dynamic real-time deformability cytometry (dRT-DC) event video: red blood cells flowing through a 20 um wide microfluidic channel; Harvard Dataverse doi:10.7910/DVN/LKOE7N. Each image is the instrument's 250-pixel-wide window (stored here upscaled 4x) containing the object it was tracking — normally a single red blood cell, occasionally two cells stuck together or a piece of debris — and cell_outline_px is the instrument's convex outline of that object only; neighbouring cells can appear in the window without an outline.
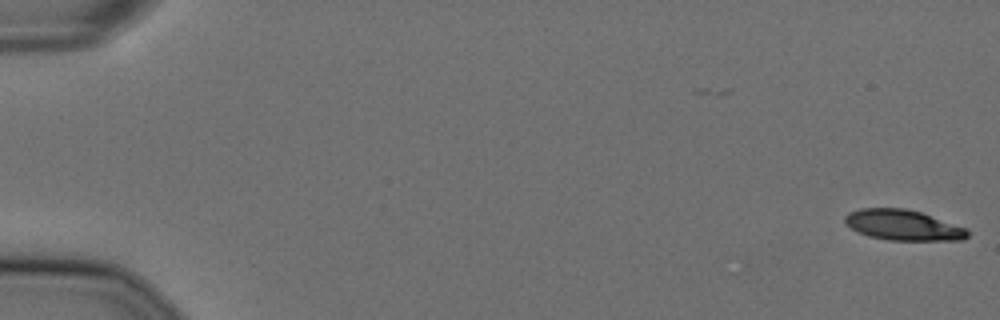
{"species": "Egyptian fruit bat (a non-hibernating species)", "species_latin": "Rousettus aegyptiacus", "temperature_condition": "cold", "stored_images_in_passage": 56, "camera_frame_rate_fps": 3000, "um_per_image_px": 0.085, "animal": {"sex": "female"}, "frame": {"image": 1, "passage_image": 1, "time_ms": 0.0, "image_size_px": [1000, 320], "cell_outline_px": [[968, 236], [964, 240], [888, 240], [868, 236], [852, 228], [844, 220], [844, 216], [848, 212], [860, 208], [904, 208], [920, 212], [964, 228], [968, 232]], "centroid_in_image_um": [76.72, 19.13], "position_along_channel_um": 8.3, "area_um2": 21.44}}
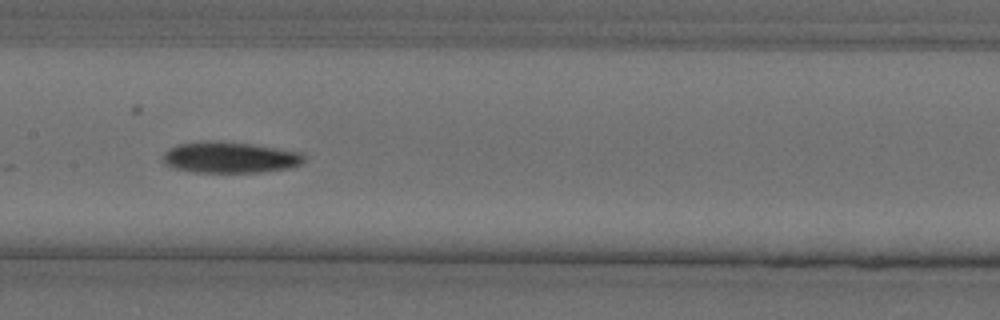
{"frame": {"image": 2, "passage_image": 29, "time_ms": 9.333, "image_size_px": [1000, 320], "cell_outline_px": [[304, 160], [300, 164], [288, 168], [260, 172], [196, 172], [172, 168], [164, 164], [160, 160], [164, 152], [168, 148], [176, 144], [204, 140], [220, 140], [252, 144], [300, 152], [304, 156]], "centroid_in_image_um": [19.44, 13.36], "position_along_channel_um": 188.0, "area_um2": 25.95}}
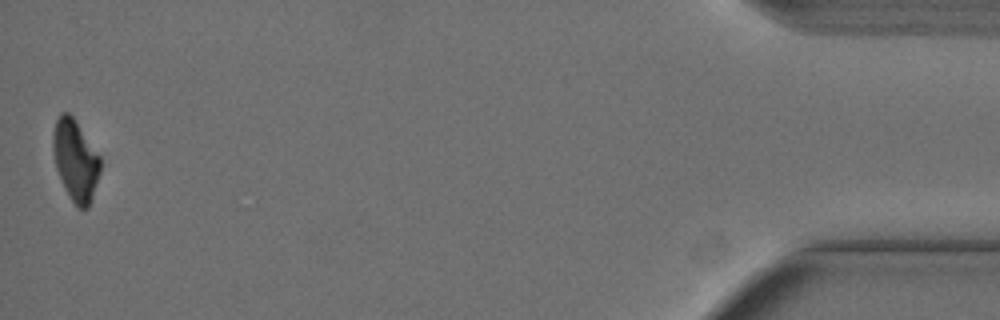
{"frame": {"image": 3, "passage_image": 56, "time_ms": 18.333, "image_size_px": [1000, 320], "cell_outline_px": [[100, 172], [88, 208], [76, 208], [68, 196], [64, 188], [56, 168], [52, 148], [52, 136], [56, 120], [60, 112], [68, 112], [72, 116], [100, 156]], "centroid_in_image_um": [6.39, 13.63], "position_along_channel_um": 428.8, "area_um2": 22.25}, "authors_computed_cell_mechanics": {"area_um2": 24.3916, "velocity_mm_per_s": 3.6282, "shape_relaxation_time_tau1_ms": 4.6587, "shape_relaxation_time_tau2_ms": null, "deformation_change_tau1": 0.1703, "deformation_change_tau2": null}}